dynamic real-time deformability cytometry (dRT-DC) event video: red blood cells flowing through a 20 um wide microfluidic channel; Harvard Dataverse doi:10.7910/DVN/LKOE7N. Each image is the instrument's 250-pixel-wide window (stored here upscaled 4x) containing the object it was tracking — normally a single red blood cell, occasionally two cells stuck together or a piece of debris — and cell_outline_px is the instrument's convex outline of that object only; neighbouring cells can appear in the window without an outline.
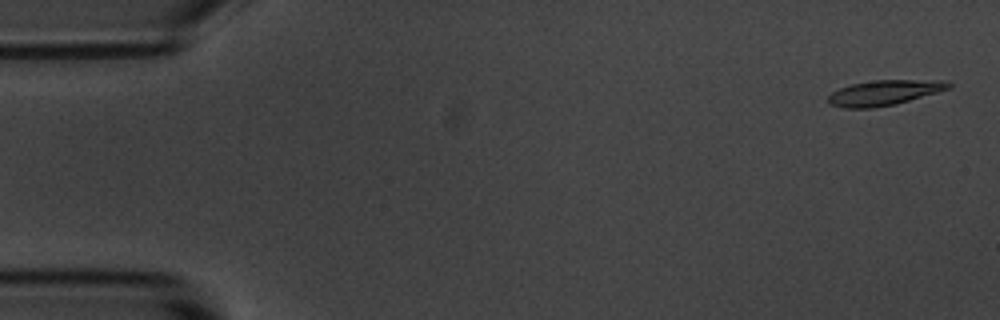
{"species": "common noctule bat (a hibernating species)", "species_latin": "Nyctalus noctula", "temperature_condition": "room temperature", "stored_images_in_passage": 4, "camera_frame_rate_fps": 3000, "um_per_image_px": 0.085, "animal": {"sex": "male", "body_mass_g": 20.1, "forearm_length_mm": 53.5}, "frame": {"image": 1, "passage_image": 1, "time_ms": 0.0, "image_size_px": [1000, 320], "cell_outline_px": [[952, 88], [896, 104], [872, 108], [844, 108], [832, 104], [828, 100], [828, 96], [832, 92], [840, 88], [852, 84], [876, 80], [944, 80], [952, 84]], "centroid_in_image_um": [75.2, 7.88], "position_along_channel_um": 9.8, "area_um2": 17.57}}